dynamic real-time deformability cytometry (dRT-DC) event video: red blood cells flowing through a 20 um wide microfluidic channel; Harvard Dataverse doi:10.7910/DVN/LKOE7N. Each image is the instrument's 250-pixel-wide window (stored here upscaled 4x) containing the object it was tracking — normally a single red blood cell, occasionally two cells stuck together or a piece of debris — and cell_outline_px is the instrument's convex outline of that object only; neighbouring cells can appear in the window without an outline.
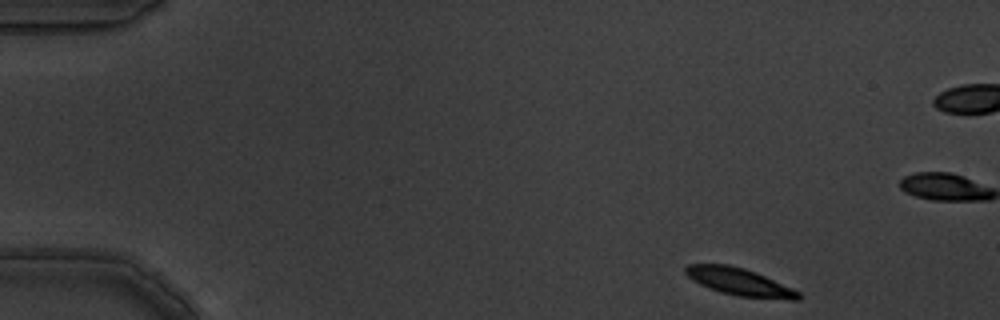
{"species": "common noctule bat (a hibernating species)", "species_latin": "Nyctalus noctula", "temperature_condition": "warm", "stored_images_in_passage": 5, "camera_frame_rate_fps": 3000, "um_per_image_px": 0.085, "animal": {"sex": "male", "body_mass_g": 19.5, "forearm_length_mm": 54.6}, "frame": {"image": 1, "passage_image": 1, "time_ms": 0.0, "image_size_px": [1000, 320], "cell_outline_px": [[800, 300], [792, 300], [740, 296], [720, 292], [708, 288], [692, 280], [684, 272], [684, 268], [688, 264], [728, 264], [744, 268], [756, 272], [792, 288], [800, 292]], "centroid_in_image_um": [62.84, 23.95], "position_along_channel_um": 22.2, "area_um2": 17.98}}